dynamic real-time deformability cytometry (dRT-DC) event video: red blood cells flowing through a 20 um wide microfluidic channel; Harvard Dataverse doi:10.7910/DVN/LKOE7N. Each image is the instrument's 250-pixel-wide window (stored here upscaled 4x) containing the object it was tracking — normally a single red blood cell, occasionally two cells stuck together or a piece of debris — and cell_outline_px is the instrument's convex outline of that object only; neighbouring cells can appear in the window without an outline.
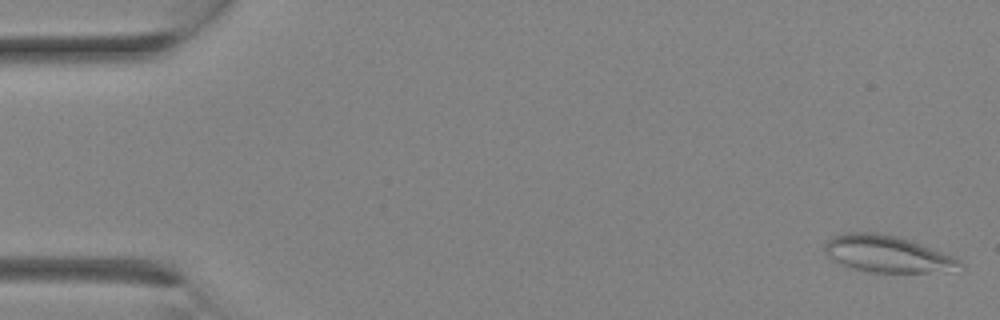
{"species": "Egyptian fruit bat (a non-hibernating species)", "species_latin": "Rousettus aegyptiacus", "temperature_condition": "room temperature", "stored_images_in_passage": 10, "camera_frame_rate_fps": 3000, "um_per_image_px": 0.085, "animal": {"sex": "female"}, "frame": {"image": 1, "passage_image": 1, "time_ms": 0.0, "image_size_px": [1000, 320], "cell_outline_px": [[964, 268], [924, 272], [868, 272], [852, 268], [832, 260], [828, 256], [824, 248], [824, 244], [832, 236], [844, 232], [872, 232], [896, 236], [956, 256], [964, 264]], "centroid_in_image_um": [75.4, 21.58], "position_along_channel_um": 9.6, "area_um2": 28.84}}